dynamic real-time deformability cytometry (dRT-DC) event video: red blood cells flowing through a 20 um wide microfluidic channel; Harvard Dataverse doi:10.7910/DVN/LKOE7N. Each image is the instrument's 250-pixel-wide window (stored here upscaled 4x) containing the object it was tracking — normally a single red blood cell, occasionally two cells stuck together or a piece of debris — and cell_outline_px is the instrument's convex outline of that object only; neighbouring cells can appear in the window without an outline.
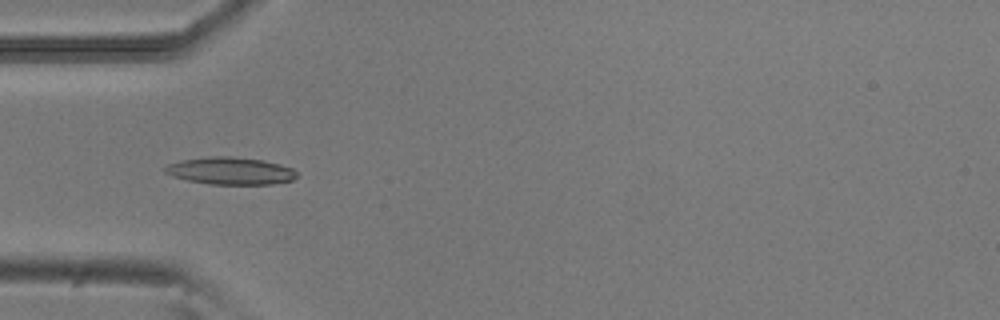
{"species": "common noctule bat (a hibernating species)", "species_latin": "Nyctalus noctula", "temperature_condition": "room temperature", "stored_images_in_passage": 7, "camera_frame_rate_fps": 3000, "um_per_image_px": 0.085, "animal": {"sex": "male", "body_mass_g": 20.5, "forearm_length_mm": 52.5}, "frame": {"image": 1, "passage_image": 4, "time_ms": 1.0, "image_size_px": [1000, 320], "cell_outline_px": [[296, 176], [292, 180], [272, 184], [212, 184], [188, 180], [172, 176], [164, 172], [164, 168], [168, 164], [180, 160], [212, 156], [228, 156], [260, 160], [280, 164], [292, 168], [296, 172]], "centroid_in_image_um": [19.56, 14.52], "position_along_channel_um": 65.4, "area_um2": 20.75}}
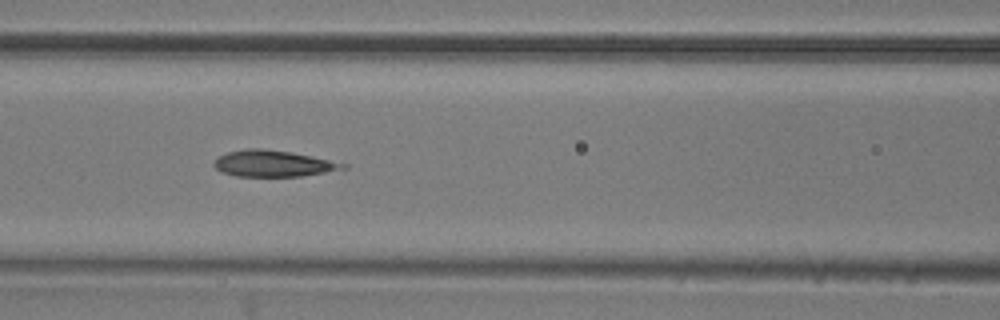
{"frame": {"image": 2, "passage_image": 6, "time_ms": 1.667, "image_size_px": [1000, 320], "cell_outline_px": [[348, 168], [300, 176], [236, 176], [220, 172], [212, 164], [220, 156], [228, 152], [248, 148], [260, 148], [288, 152], [348, 164]], "centroid_in_image_um": [23.17, 13.91], "position_along_channel_um": 143.4, "area_um2": 19.36}}
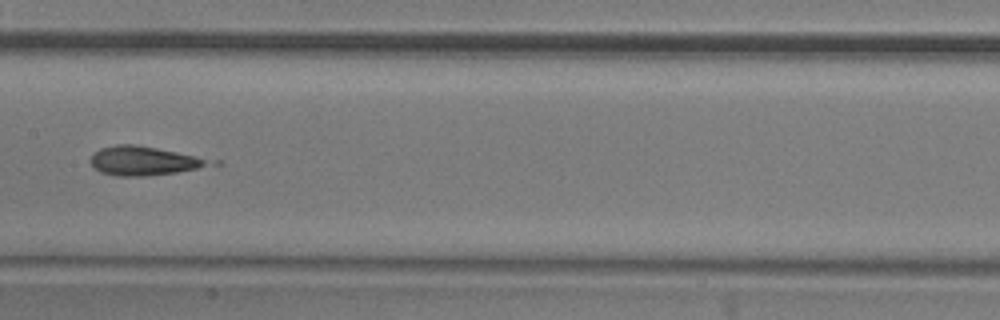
{"frame": {"image": 3, "passage_image": 7, "time_ms": 2.0, "image_size_px": [1000, 320], "cell_outline_px": [[204, 164], [196, 168], [176, 172], [140, 176], [116, 176], [100, 172], [88, 160], [100, 148], [116, 144], [136, 144], [176, 152], [192, 156], [204, 160]], "centroid_in_image_um": [12.0, 13.66], "position_along_channel_um": 195.4, "area_um2": 19.13}}